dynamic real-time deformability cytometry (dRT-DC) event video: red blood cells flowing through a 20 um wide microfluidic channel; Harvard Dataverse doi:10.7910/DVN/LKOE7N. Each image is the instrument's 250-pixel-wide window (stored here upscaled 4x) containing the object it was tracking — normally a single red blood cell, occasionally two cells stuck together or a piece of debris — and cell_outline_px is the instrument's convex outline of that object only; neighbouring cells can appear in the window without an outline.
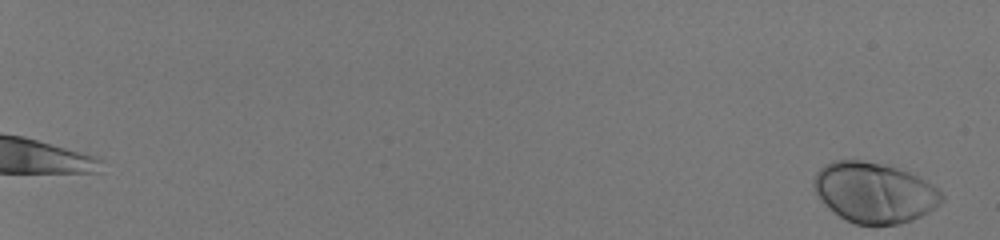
{"species": "human", "species_latin": "Homo sapiens", "temperature_condition": "room temperature", "stored_images_in_passage": 55, "camera_frame_rate_fps": 3000, "um_per_image_px": 0.085, "donor": {"sex": "male"}, "frame": {"image": 1, "passage_image": 1, "time_ms": 0.0, "image_size_px": [1000, 240], "cell_outline_px": [[944, 200], [940, 204], [928, 212], [912, 220], [900, 224], [856, 224], [840, 216], [824, 204], [816, 196], [812, 184], [812, 180], [816, 172], [824, 164], [832, 160], [860, 160], [884, 164], [908, 172], [932, 184], [944, 196]], "centroid_in_image_um": [74.28, 16.35], "position_along_channel_um": 10.7, "area_um2": 44.97}}
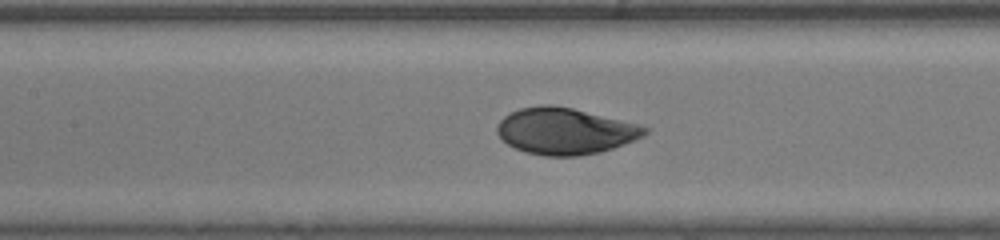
{"frame": {"image": 2, "passage_image": 32, "time_ms": 10.333, "image_size_px": [1000, 240], "cell_outline_px": [[648, 132], [644, 136], [636, 140], [600, 152], [576, 156], [544, 156], [524, 152], [508, 144], [496, 132], [496, 124], [504, 116], [520, 108], [540, 104], [552, 104], [572, 108], [636, 124], [648, 128]], "centroid_in_image_um": [48.0, 11.14], "position_along_channel_um": 159.4, "area_um2": 39.82}}
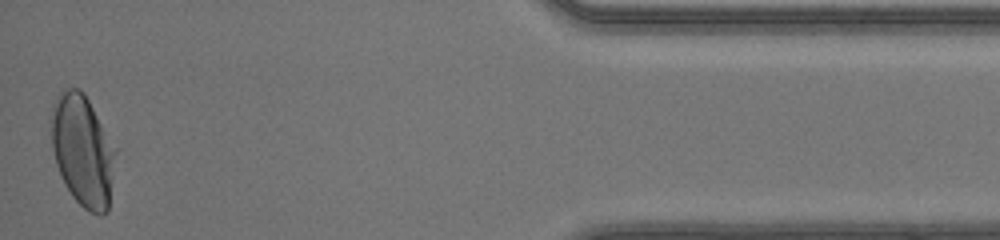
{"frame": {"image": 3, "passage_image": 55, "time_ms": 18.0, "image_size_px": [1000, 240], "cell_outline_px": [[116, 152], [108, 212], [100, 216], [88, 212], [72, 196], [64, 184], [56, 164], [52, 148], [48, 120], [52, 104], [56, 96], [64, 88], [80, 88], [84, 92], [116, 148]], "centroid_in_image_um": [6.99, 12.77], "position_along_channel_um": 428.2, "area_um2": 42.48}, "authors_computed_cell_mechanics": {"area_um2": 40.749, "velocity_mm_per_s": 4.1483, "shape_relaxation_time_tau1_ms": 2.8221, "shape_relaxation_time_tau2_ms": null, "deformation_change_tau1": 0.1521, "deformation_change_tau2": null}}